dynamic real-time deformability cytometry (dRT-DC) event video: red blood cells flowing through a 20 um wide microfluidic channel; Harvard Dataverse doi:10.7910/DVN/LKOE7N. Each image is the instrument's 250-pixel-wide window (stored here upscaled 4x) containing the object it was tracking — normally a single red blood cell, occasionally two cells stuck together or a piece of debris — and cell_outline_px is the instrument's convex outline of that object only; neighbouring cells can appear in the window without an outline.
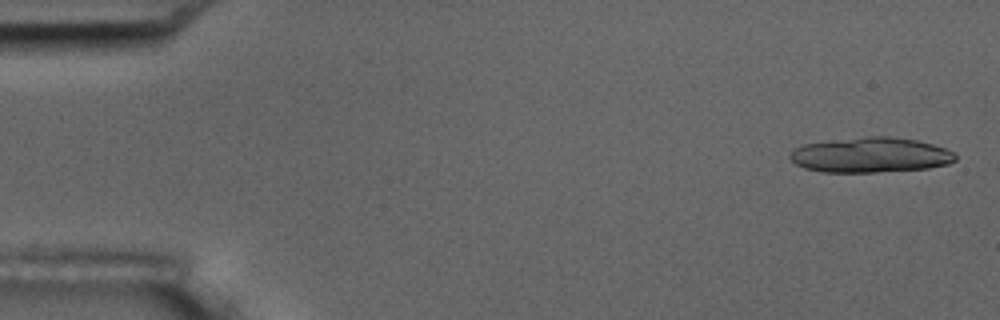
{"species": "common noctule bat (a hibernating species)", "species_latin": "Nyctalus noctula", "temperature_condition": "room temperature", "stored_images_in_passage": 5, "camera_frame_rate_fps": 3000, "um_per_image_px": 0.085, "animal": {"sex": "male", "body_mass_g": 17.5, "forearm_length_mm": 52.3}, "frame": {"image": 1, "passage_image": 1, "time_ms": 0.0, "image_size_px": [1000, 320], "cell_outline_px": [[956, 160], [948, 164], [928, 168], [872, 172], [824, 172], [804, 168], [796, 164], [788, 156], [796, 148], [804, 144], [868, 136], [888, 136], [916, 140], [932, 144], [944, 148], [952, 152], [956, 156]], "centroid_in_image_um": [74.0, 13.18], "position_along_channel_um": 11.0, "area_um2": 33.47}}